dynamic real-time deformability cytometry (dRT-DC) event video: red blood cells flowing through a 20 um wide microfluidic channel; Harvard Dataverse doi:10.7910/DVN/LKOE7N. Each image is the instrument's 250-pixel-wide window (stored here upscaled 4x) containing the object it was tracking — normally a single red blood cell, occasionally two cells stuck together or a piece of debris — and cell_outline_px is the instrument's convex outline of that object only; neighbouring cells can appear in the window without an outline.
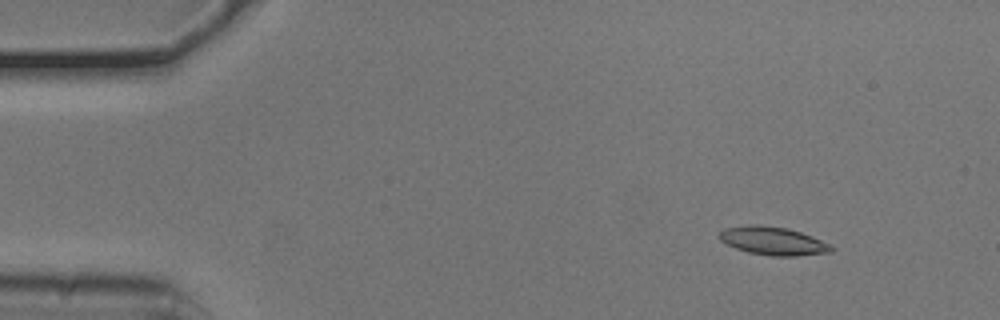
{"species": "common noctule bat (a hibernating species)", "species_latin": "Nyctalus noctula", "temperature_condition": "cold", "stored_images_in_passage": 15, "camera_frame_rate_fps": 3000, "um_per_image_px": 0.085, "animal": {"sex": "male", "body_mass_g": 20.5, "forearm_length_mm": 52.5}, "frame": {"image": 1, "passage_image": 6, "time_ms": 1.667, "image_size_px": [1000, 320], "cell_outline_px": [[836, 248], [832, 252], [796, 256], [772, 256], [748, 252], [736, 248], [720, 240], [716, 236], [724, 228], [752, 224], [756, 224], [788, 228], [812, 236]], "centroid_in_image_um": [65.7, 20.47], "position_along_channel_um": 19.3, "area_um2": 18.44}}